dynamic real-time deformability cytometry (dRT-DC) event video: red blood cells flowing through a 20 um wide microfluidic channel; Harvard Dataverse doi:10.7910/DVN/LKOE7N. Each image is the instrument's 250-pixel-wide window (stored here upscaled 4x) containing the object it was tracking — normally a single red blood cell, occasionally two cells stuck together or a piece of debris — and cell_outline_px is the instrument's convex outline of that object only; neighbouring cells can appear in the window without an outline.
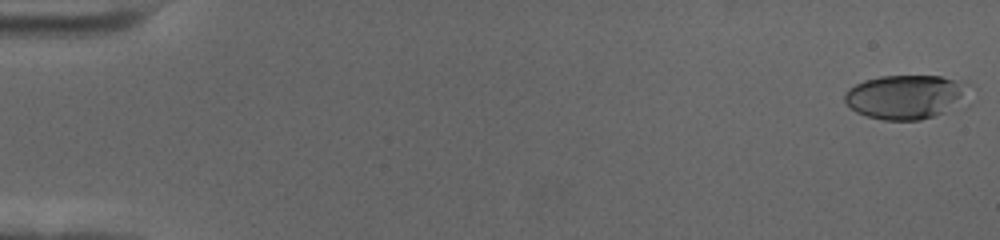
{"species": "human", "species_latin": "Homo sapiens", "temperature_condition": "cold", "stored_images_in_passage": 58, "camera_frame_rate_fps": 3000, "um_per_image_px": 0.085, "donor": {"sex": "female"}, "frame": {"image": 1, "passage_image": 1, "time_ms": 0.0, "image_size_px": [1000, 240], "cell_outline_px": [[968, 84], [960, 100], [944, 112], [920, 120], [884, 120], [868, 116], [856, 112], [844, 100], [844, 92], [848, 88], [864, 80], [880, 76], [940, 76], [968, 80]], "centroid_in_image_um": [76.92, 8.21], "position_along_channel_um": 8.1, "area_um2": 31.56}}
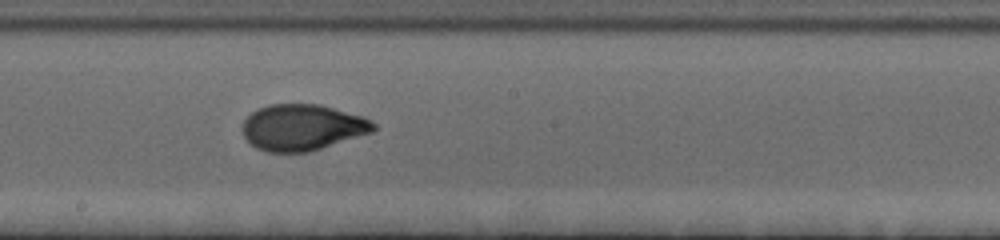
{"frame": {"image": 2, "passage_image": 33, "time_ms": 10.667, "image_size_px": [1000, 240], "cell_outline_px": [[376, 128], [372, 132], [308, 152], [268, 152], [256, 148], [244, 136], [244, 120], [256, 108], [268, 104], [320, 104], [364, 116], [372, 120], [376, 124]], "centroid_in_image_um": [25.72, 10.81], "position_along_channel_um": 222.5, "area_um2": 35.2}}
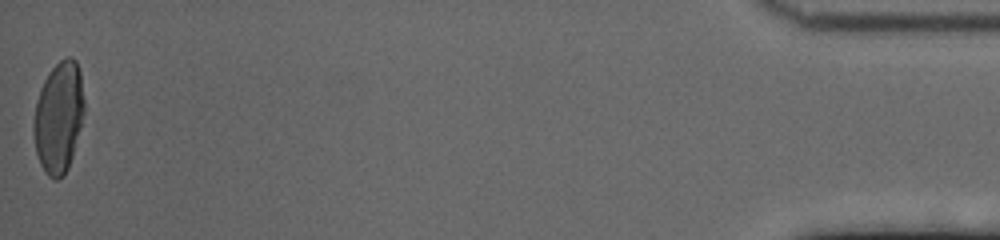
{"frame": {"image": 3, "passage_image": 58, "time_ms": 19.0, "image_size_px": [1000, 240], "cell_outline_px": [[84, 112], [80, 128], [72, 156], [68, 168], [64, 176], [56, 180], [48, 176], [40, 164], [36, 152], [32, 132], [32, 128], [36, 100], [40, 88], [48, 72], [60, 60], [68, 56], [72, 56], [76, 60], [80, 72], [84, 100]], "centroid_in_image_um": [4.97, 9.96], "position_along_channel_um": 430.2, "area_um2": 33.0}, "authors_computed_cell_mechanics": {"area_um2": 33.3506, "velocity_mm_per_s": 3.5411, "shape_relaxation_time_tau1_ms": 5.685, "shape_relaxation_time_tau2_ms": 0.9417, "deformation_change_tau1": 0.207, "deformation_change_tau2": 0.0533}}